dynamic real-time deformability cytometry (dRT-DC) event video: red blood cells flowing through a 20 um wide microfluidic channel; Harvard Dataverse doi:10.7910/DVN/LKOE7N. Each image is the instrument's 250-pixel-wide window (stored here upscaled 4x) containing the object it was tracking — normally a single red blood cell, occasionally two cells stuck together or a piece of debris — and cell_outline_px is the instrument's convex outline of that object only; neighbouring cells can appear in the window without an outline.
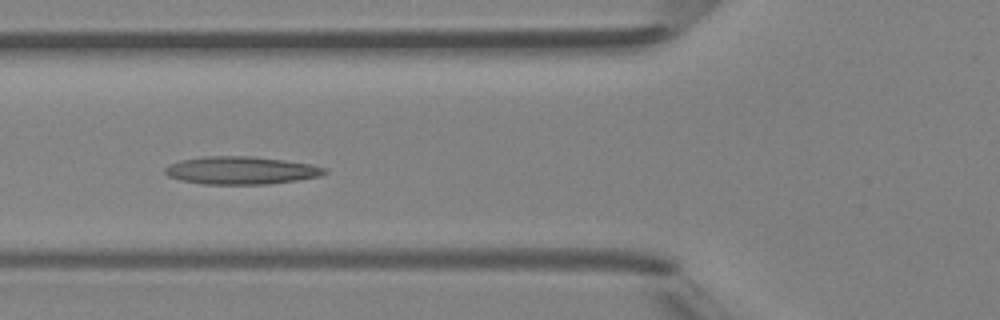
{"species": "Egyptian fruit bat (a non-hibernating species)", "species_latin": "Rousettus aegyptiacus", "temperature_condition": "room temperature", "stored_images_in_passage": 5, "camera_frame_rate_fps": 3000, "um_per_image_px": 0.085, "animal": {"sex": "female"}, "frame": {"image": 1, "passage_image": 4, "time_ms": 3.333, "image_size_px": [1000, 320], "cell_outline_px": [[328, 172], [320, 176], [296, 180], [268, 184], [204, 184], [180, 180], [168, 176], [164, 172], [164, 168], [168, 164], [180, 160], [204, 156], [252, 156], [284, 160], [312, 164], [328, 168]], "centroid_in_image_um": [20.49, 14.48], "position_along_channel_um": 105.3, "area_um2": 26.01}}
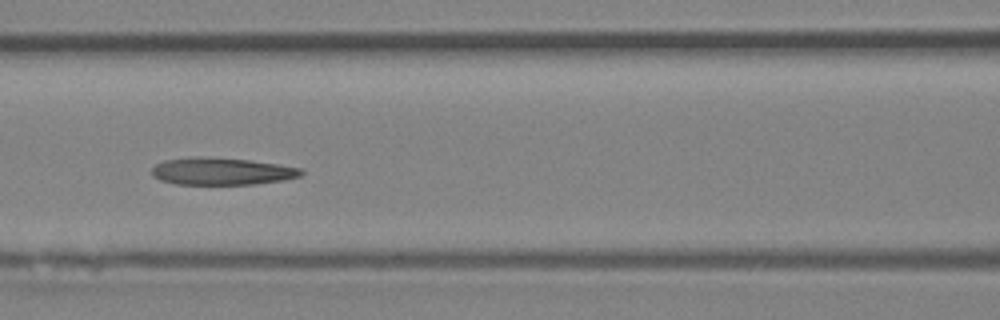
{"frame": {"image": 2, "passage_image": 5, "time_ms": 4.333, "image_size_px": [1000, 320], "cell_outline_px": [[304, 172], [300, 176], [284, 180], [256, 184], [176, 184], [160, 180], [152, 176], [152, 168], [156, 164], [164, 160], [192, 156], [200, 156], [248, 160], [276, 164], [300, 168]], "centroid_in_image_um": [18.81, 14.56], "position_along_channel_um": 147.8, "area_um2": 23.7}}